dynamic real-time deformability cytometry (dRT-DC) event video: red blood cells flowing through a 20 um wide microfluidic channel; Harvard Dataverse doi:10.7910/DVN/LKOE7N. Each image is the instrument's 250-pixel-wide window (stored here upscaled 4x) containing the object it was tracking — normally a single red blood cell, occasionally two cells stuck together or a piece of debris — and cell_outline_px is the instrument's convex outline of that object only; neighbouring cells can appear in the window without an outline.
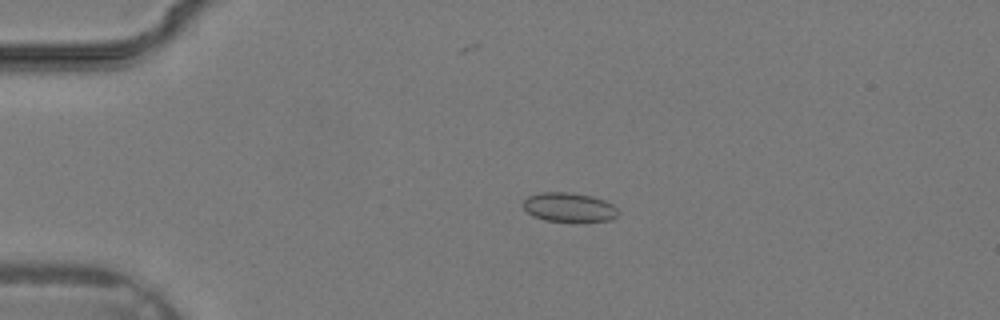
{"species": "common noctule bat (a hibernating species)", "species_latin": "Nyctalus noctula", "temperature_condition": "warm", "stored_images_in_passage": 36, "camera_frame_rate_fps": 3000, "um_per_image_px": 0.085, "animal": {"sex": "male", "body_mass_g": 19.2, "forearm_length_mm": 51.8}, "frame": {"image": 1, "passage_image": 8, "time_ms": 2.333, "image_size_px": [1000, 320], "cell_outline_px": [[620, 212], [612, 220], [544, 220], [532, 216], [524, 208], [524, 200], [528, 196], [540, 192], [572, 192], [592, 196], [604, 200], [612, 204]], "centroid_in_image_um": [48.36, 17.59], "position_along_channel_um": 36.6, "area_um2": 15.9}}
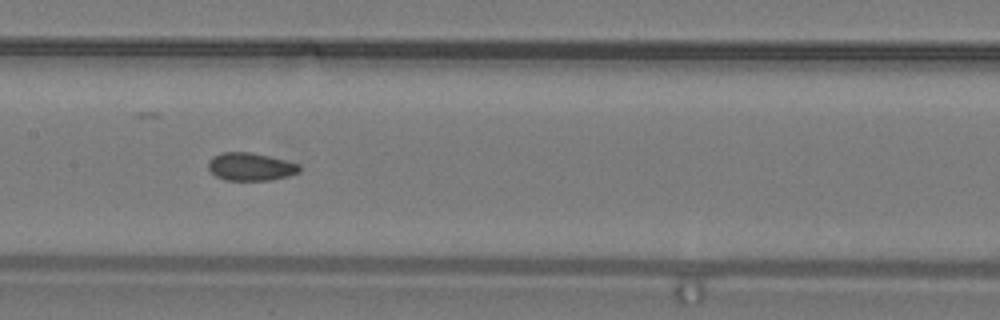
{"frame": {"image": 2, "passage_image": 18, "time_ms": 5.667, "image_size_px": [1000, 320], "cell_outline_px": [[300, 168], [296, 172], [288, 176], [268, 180], [224, 180], [216, 176], [208, 168], [208, 160], [212, 156], [224, 152], [252, 152], [300, 164]], "centroid_in_image_um": [21.25, 14.16], "position_along_channel_um": 186.1, "area_um2": 14.68}}
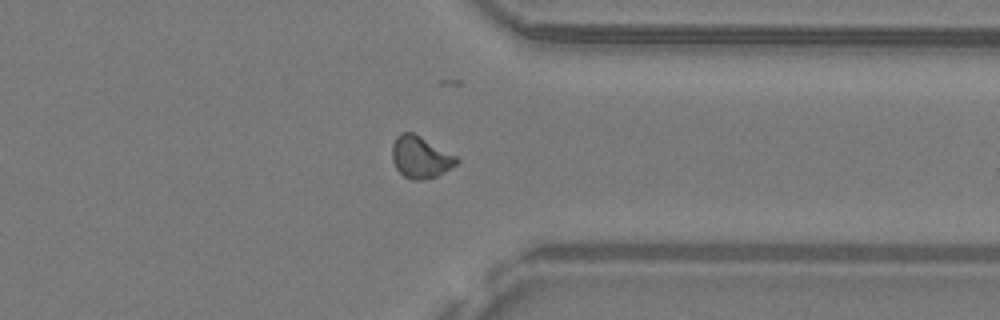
{"frame": {"image": 3, "passage_image": 28, "time_ms": 9.0, "image_size_px": [1000, 320], "cell_outline_px": [[460, 160], [456, 164], [444, 172], [436, 176], [420, 180], [412, 180], [404, 176], [396, 168], [392, 160], [392, 144], [396, 136], [400, 132], [412, 132], [456, 156]], "centroid_in_image_um": [35.7, 13.35], "position_along_channel_um": 375.7, "area_um2": 15.55}}